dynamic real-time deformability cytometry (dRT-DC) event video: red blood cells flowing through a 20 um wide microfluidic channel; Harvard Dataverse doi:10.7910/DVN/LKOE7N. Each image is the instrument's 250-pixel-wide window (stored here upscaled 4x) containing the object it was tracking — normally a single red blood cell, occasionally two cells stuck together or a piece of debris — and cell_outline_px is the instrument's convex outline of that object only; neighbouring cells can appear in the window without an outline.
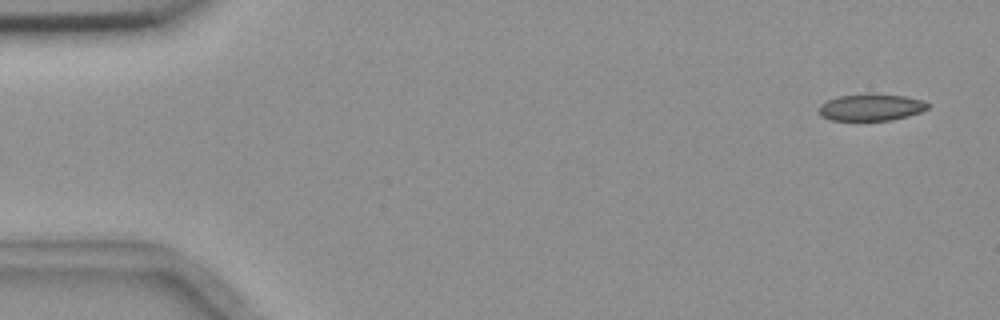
{"species": "common noctule bat (a hibernating species)", "species_latin": "Nyctalus noctula", "temperature_condition": "room temperature", "stored_images_in_passage": 7, "camera_frame_rate_fps": 3000, "um_per_image_px": 0.085, "animal": {"sex": "female", "body_mass_g": 18.4}, "frame": {"image": 1, "passage_image": 1, "time_ms": 0.0, "image_size_px": [1000, 320], "cell_outline_px": [[928, 108], [920, 112], [908, 116], [892, 120], [832, 120], [820, 116], [820, 104], [828, 100], [840, 96], [872, 92], [904, 96], [924, 100], [928, 104]], "centroid_in_image_um": [74.06, 9.1], "position_along_channel_um": 10.9, "area_um2": 17.17}}
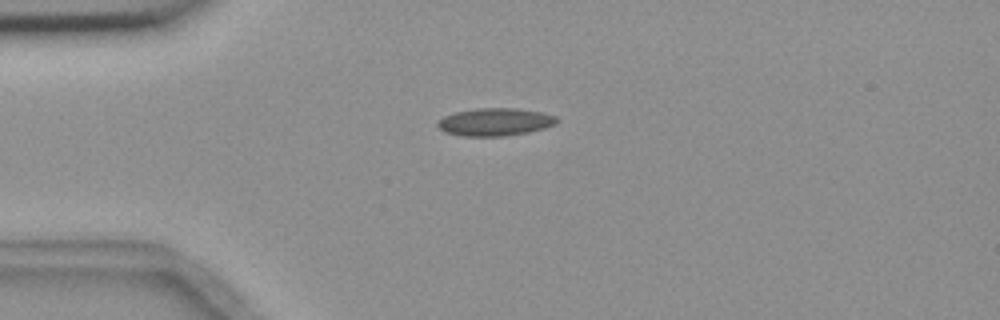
{"frame": {"image": 2, "passage_image": 4, "time_ms": 3.667, "image_size_px": [1000, 320], "cell_outline_px": [[560, 120], [556, 124], [544, 128], [528, 132], [504, 136], [464, 136], [444, 132], [436, 124], [444, 116], [456, 112], [476, 108], [516, 108], [544, 112], [556, 116]], "centroid_in_image_um": [42.12, 10.36], "position_along_channel_um": 42.9, "area_um2": 19.31}}
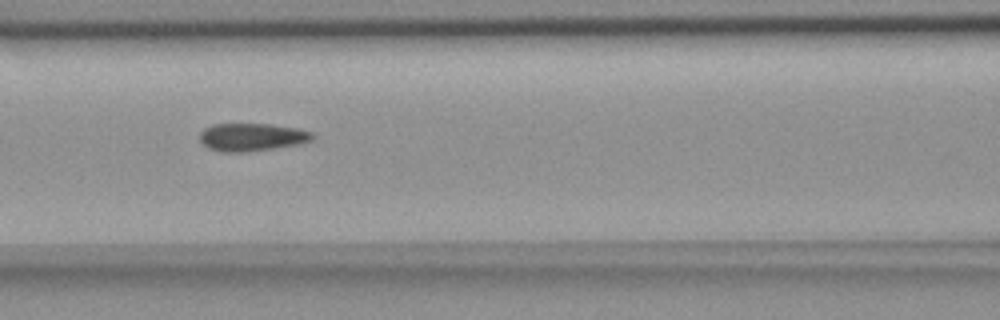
{"frame": {"image": 3, "passage_image": 7, "time_ms": 7.0, "image_size_px": [1000, 320], "cell_outline_px": [[316, 136], [312, 140], [300, 144], [248, 152], [224, 152], [208, 148], [200, 140], [200, 132], [204, 128], [212, 124], [272, 124], [296, 128], [312, 132]], "centroid_in_image_um": [21.42, 11.65], "position_along_channel_um": 145.2, "area_um2": 18.38}}